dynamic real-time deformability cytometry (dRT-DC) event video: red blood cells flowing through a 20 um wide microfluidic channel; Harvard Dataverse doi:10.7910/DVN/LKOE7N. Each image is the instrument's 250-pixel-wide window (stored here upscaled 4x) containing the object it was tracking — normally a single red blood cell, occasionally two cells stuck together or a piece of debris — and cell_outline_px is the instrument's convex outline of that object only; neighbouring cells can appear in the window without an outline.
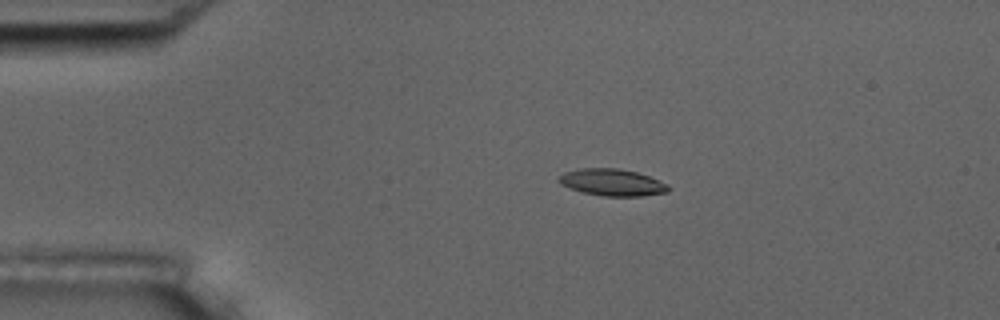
{"species": "common noctule bat (a hibernating species)", "species_latin": "Nyctalus noctula", "temperature_condition": "room temperature", "stored_images_in_passage": 4, "camera_frame_rate_fps": 3000, "um_per_image_px": 0.085, "animal": {"sex": "male", "body_mass_g": 17.5, "forearm_length_mm": 52.3}, "frame": {"image": 1, "passage_image": 2, "time_ms": 2.0, "image_size_px": [1000, 320], "cell_outline_px": [[672, 188], [668, 192], [644, 196], [604, 196], [584, 192], [560, 184], [556, 180], [564, 172], [580, 168], [616, 168], [636, 172], [648, 176], [668, 184]], "centroid_in_image_um": [52.06, 15.5], "position_along_channel_um": 32.9, "area_um2": 17.11}}
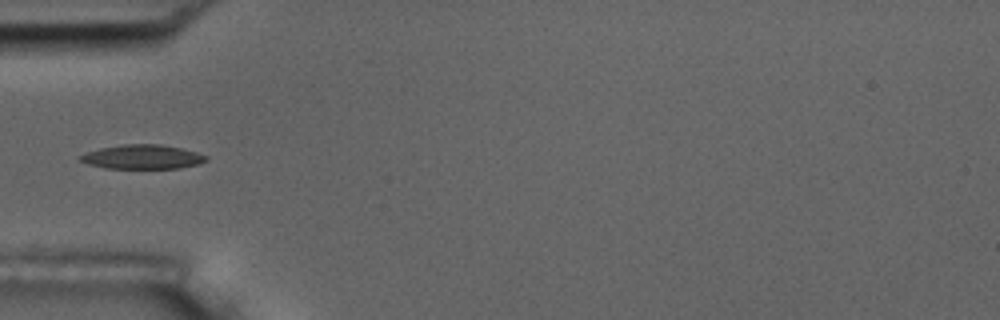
{"frame": {"image": 2, "passage_image": 4, "time_ms": 4.333, "image_size_px": [1000, 320], "cell_outline_px": [[208, 160], [200, 164], [180, 168], [104, 168], [88, 164], [76, 160], [76, 156], [84, 152], [100, 148], [124, 144], [160, 144], [180, 148], [196, 152], [208, 156]], "centroid_in_image_um": [12.05, 13.33], "position_along_channel_um": 73.0, "area_um2": 18.03}}